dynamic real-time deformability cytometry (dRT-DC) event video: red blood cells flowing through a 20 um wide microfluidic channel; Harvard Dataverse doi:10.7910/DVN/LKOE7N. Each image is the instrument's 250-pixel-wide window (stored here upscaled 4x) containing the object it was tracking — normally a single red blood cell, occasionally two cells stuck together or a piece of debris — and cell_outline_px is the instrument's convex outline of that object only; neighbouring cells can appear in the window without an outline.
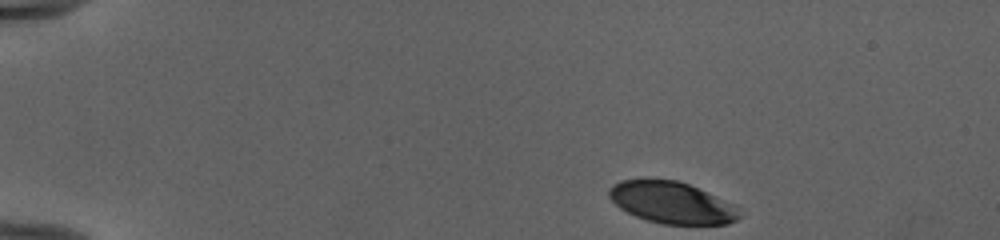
{"species": "human", "species_latin": "Homo sapiens", "temperature_condition": "cold", "stored_images_in_passage": 45, "camera_frame_rate_fps": 3000, "um_per_image_px": 0.085, "donor": {"sex": "female"}, "frame": {"image": 1, "passage_image": 1, "time_ms": 0.0, "image_size_px": [1000, 240], "cell_outline_px": [[744, 216], [728, 224], [660, 224], [636, 216], [620, 208], [608, 196], [608, 188], [612, 184], [620, 180], [644, 176], [648, 176], [676, 180], [688, 184], [736, 204], [740, 208]], "centroid_in_image_um": [57.1, 17.18], "position_along_channel_um": 27.9, "area_um2": 32.66}}
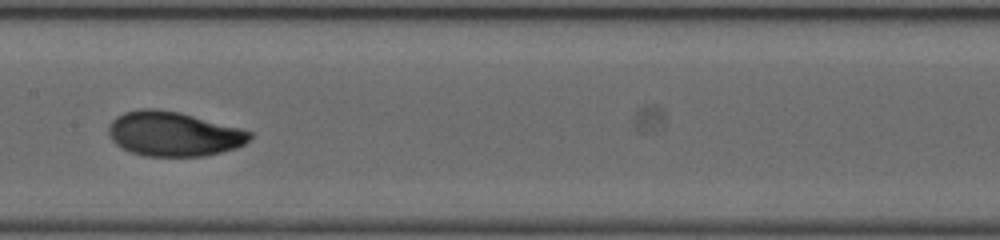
{"frame": {"image": 2, "passage_image": 21, "time_ms": 6.667, "image_size_px": [1000, 240], "cell_outline_px": [[252, 136], [244, 144], [236, 148], [204, 156], [144, 156], [132, 152], [116, 144], [112, 140], [108, 132], [108, 124], [116, 116], [124, 112], [140, 108], [152, 108], [180, 112], [240, 128], [252, 132]], "centroid_in_image_um": [14.73, 11.37], "position_along_channel_um": 192.7, "area_um2": 36.65}}
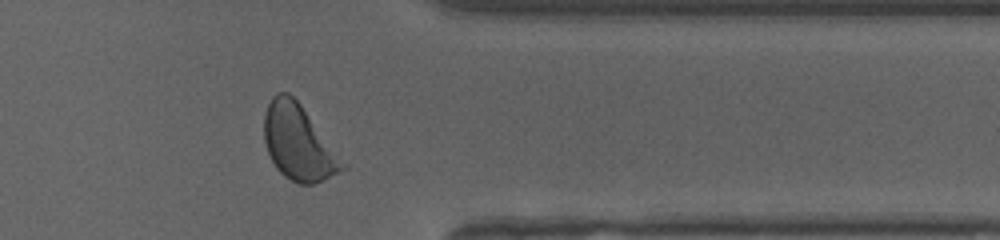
{"frame": {"image": 3, "passage_image": 36, "time_ms": 11.667, "image_size_px": [1000, 240], "cell_outline_px": [[348, 168], [324, 180], [312, 184], [300, 184], [284, 176], [276, 168], [268, 152], [264, 140], [264, 116], [268, 104], [272, 96], [276, 92], [288, 92], [300, 104], [348, 164]], "centroid_in_image_um": [25.39, 12.13], "position_along_channel_um": 386.0, "area_um2": 34.39}, "authors_computed_cell_mechanics": {"area_um2": 35.2002, "velocity_mm_per_s": 3.973, "shape_relaxation_time_tau1_ms": 3.1474, "shape_relaxation_time_tau2_ms": 0.9342, "deformation_change_tau1": 0.1455, "deformation_change_tau2": 0.051}}